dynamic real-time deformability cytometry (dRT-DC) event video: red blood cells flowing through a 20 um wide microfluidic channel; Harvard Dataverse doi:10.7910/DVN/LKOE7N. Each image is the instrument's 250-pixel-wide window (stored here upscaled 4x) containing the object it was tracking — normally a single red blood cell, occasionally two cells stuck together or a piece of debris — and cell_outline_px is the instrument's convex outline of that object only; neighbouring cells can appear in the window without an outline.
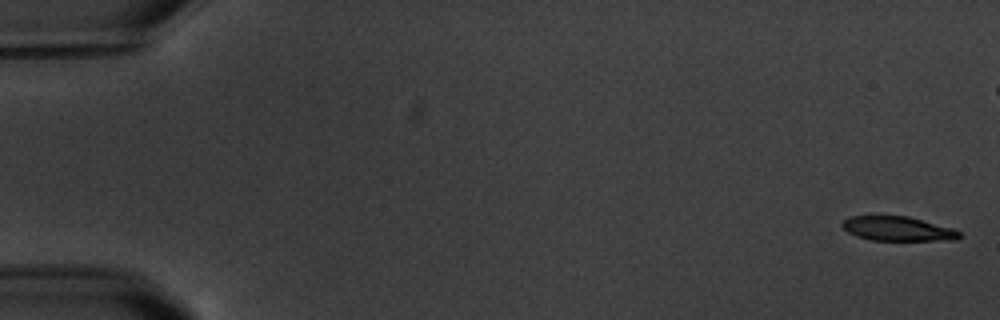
{"species": "common noctule bat (a hibernating species)", "species_latin": "Nyctalus noctula", "temperature_condition": "warm", "stored_images_in_passage": 9, "camera_frame_rate_fps": 3000, "um_per_image_px": 0.085, "animal": {"sex": "male", "body_mass_g": 20.1, "forearm_length_mm": 53.5}, "frame": {"image": 1, "passage_image": 1, "time_ms": 0.0, "image_size_px": [1000, 320], "cell_outline_px": [[960, 236], [956, 240], [868, 240], [856, 236], [848, 232], [840, 224], [848, 216], [908, 216], [952, 228], [960, 232]], "centroid_in_image_um": [76.27, 19.44], "position_along_channel_um": 8.7, "area_um2": 16.59}}
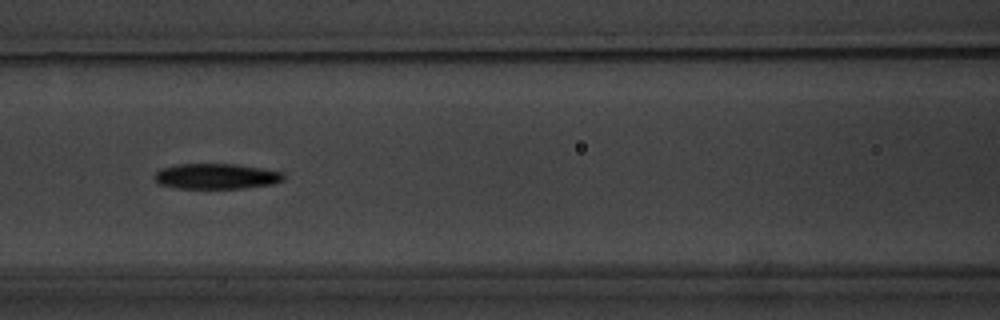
{"frame": {"image": 2, "passage_image": 8, "time_ms": 8.333, "image_size_px": [1000, 320], "cell_outline_px": [[284, 180], [272, 184], [244, 188], [176, 188], [156, 184], [152, 176], [160, 168], [176, 164], [236, 164], [284, 172]], "centroid_in_image_um": [18.32, 14.98], "position_along_channel_um": 148.3, "area_um2": 19.36}}